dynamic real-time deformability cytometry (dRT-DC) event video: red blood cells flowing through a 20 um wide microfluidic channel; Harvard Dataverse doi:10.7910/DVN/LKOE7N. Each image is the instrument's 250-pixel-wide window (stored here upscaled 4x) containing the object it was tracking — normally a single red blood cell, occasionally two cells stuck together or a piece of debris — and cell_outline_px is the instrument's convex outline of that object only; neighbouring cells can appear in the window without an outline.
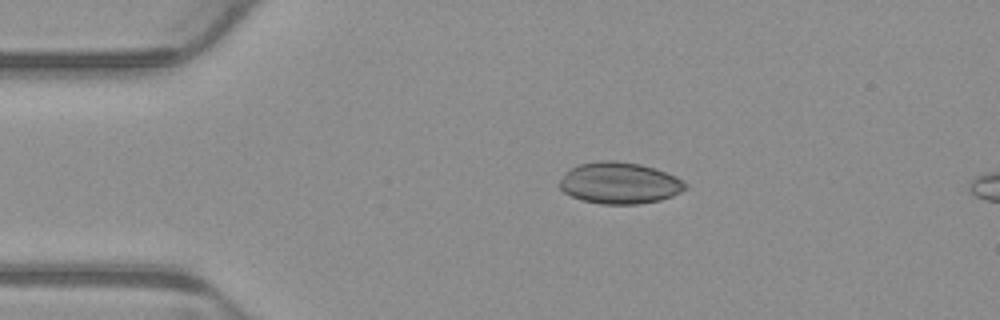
{"species": "common noctule bat (a hibernating species)", "species_latin": "Nyctalus noctula", "temperature_condition": "warm", "stored_images_in_passage": 5, "camera_frame_rate_fps": 3000, "um_per_image_px": 0.085, "animal": {"sex": "male", "body_mass_g": 23.1, "forearm_length_mm": 52.7}, "frame": {"image": 1, "passage_image": 3, "time_ms": 0.667, "image_size_px": [1000, 320], "cell_outline_px": [[688, 188], [672, 196], [660, 200], [636, 204], [604, 204], [584, 200], [572, 196], [564, 192], [560, 188], [560, 180], [564, 172], [568, 168], [580, 164], [600, 160], [616, 160], [640, 164], [656, 168], [676, 176], [688, 184]], "centroid_in_image_um": [52.67, 15.54], "position_along_channel_um": 32.3, "area_um2": 30.58}}